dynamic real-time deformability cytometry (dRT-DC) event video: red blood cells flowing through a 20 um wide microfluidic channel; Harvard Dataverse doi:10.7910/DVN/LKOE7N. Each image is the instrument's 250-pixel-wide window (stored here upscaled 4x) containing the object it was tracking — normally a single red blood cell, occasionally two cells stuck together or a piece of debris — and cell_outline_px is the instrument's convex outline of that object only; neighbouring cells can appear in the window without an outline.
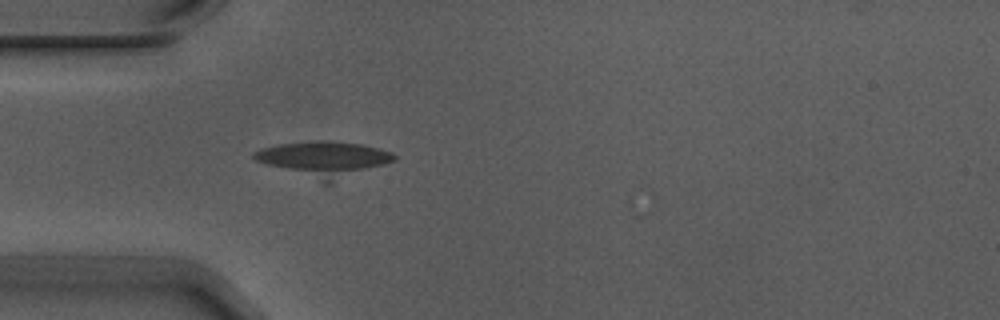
{"species": "Egyptian fruit bat (a non-hibernating species)", "species_latin": "Rousettus aegyptiacus", "temperature_condition": "warm", "stored_images_in_passage": 5, "camera_frame_rate_fps": 3000, "um_per_image_px": 0.085, "animal": {"sex": "male"}, "frame": {"image": 1, "passage_image": 5, "time_ms": 1.333, "image_size_px": [1000, 320], "cell_outline_px": [[396, 160], [332, 184], [324, 184], [256, 160], [252, 156], [252, 152], [260, 148], [280, 144], [360, 144], [392, 152], [396, 156]], "centroid_in_image_um": [27.56, 13.6], "position_along_channel_um": 57.4, "area_um2": 27.57}}